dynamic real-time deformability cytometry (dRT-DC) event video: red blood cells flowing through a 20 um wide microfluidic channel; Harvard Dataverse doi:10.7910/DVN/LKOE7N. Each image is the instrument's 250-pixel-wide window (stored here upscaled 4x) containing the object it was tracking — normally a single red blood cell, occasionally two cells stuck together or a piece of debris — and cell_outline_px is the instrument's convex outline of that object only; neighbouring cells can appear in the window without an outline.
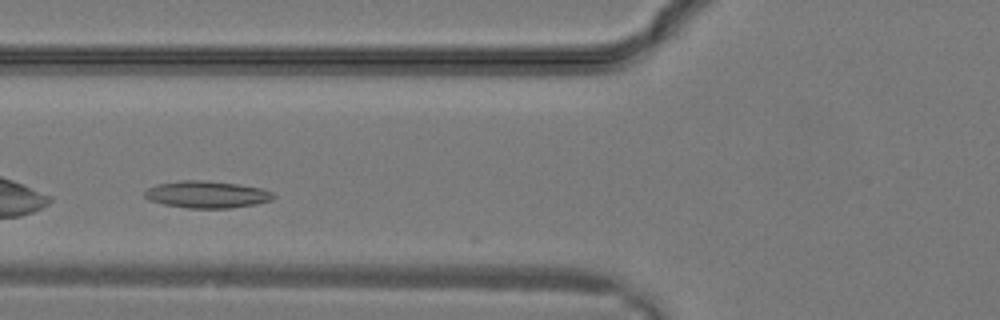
{"species": "common noctule bat (a hibernating species)", "species_latin": "Nyctalus noctula", "temperature_condition": "warm", "stored_images_in_passage": 7, "camera_frame_rate_fps": 3000, "um_per_image_px": 0.085, "animal": {"sex": "male", "body_mass_g": 19.2, "forearm_length_mm": 51.8}, "frame": {"image": 1, "passage_image": 6, "time_ms": 1.667, "image_size_px": [1000, 320], "cell_outline_px": [[276, 196], [272, 200], [256, 204], [232, 208], [188, 208], [164, 204], [148, 200], [144, 196], [144, 192], [148, 188], [156, 184], [180, 180], [204, 180], [240, 184], [260, 188], [272, 192]], "centroid_in_image_um": [17.58, 16.52], "position_along_channel_um": 108.2, "area_um2": 20.4}}